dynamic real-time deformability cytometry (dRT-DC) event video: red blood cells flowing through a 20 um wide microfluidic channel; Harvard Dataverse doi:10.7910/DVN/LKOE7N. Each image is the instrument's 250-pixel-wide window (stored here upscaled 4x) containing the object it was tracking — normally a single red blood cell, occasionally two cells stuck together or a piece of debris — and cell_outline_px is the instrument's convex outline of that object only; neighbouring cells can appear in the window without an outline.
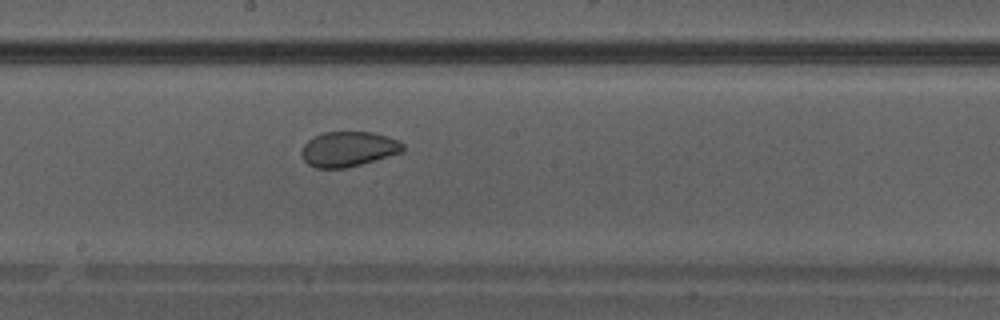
{"species": "Egyptian fruit bat (a non-hibernating species)", "species_latin": "Rousettus aegyptiacus", "temperature_condition": "warm", "stored_images_in_passage": 27, "camera_frame_rate_fps": 3000, "um_per_image_px": 0.085, "animal": {"sex": "male"}, "frame": {"image": 1, "passage_image": 12, "time_ms": 3.667, "image_size_px": [1000, 320], "cell_outline_px": [[404, 148], [400, 152], [360, 164], [344, 168], [316, 168], [308, 164], [304, 160], [300, 152], [304, 144], [308, 140], [324, 132], [372, 132], [388, 136], [400, 140], [404, 144]], "centroid_in_image_um": [29.6, 12.66], "position_along_channel_um": 218.6, "area_um2": 20.52}}